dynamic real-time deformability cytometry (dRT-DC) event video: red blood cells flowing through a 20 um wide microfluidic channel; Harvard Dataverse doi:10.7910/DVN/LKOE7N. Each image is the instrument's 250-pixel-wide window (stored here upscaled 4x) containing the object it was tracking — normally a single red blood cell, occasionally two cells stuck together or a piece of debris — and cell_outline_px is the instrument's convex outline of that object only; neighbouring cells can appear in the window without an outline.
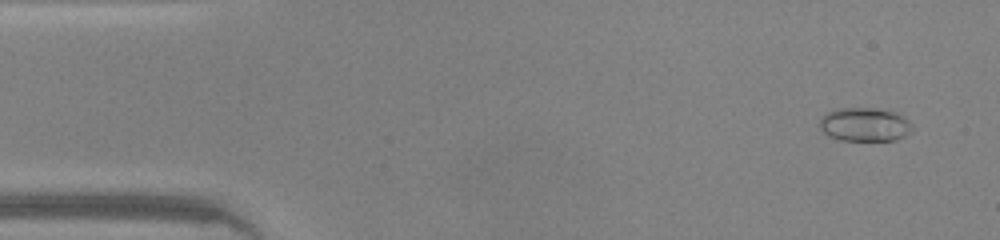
{"species": "common noctule bat (a hibernating species)", "species_latin": "Nyctalus noctula", "temperature_condition": "warm", "stored_images_in_passage": 47, "camera_frame_rate_fps": 3000, "um_per_image_px": 0.085, "animal": {"sex": "male", "body_mass_g": 20.0, "forearm_length_mm": 53.3}, "frame": {"image": 1, "passage_image": 3, "time_ms": 0.667, "image_size_px": [1000, 240], "cell_outline_px": [[912, 132], [896, 140], [840, 140], [828, 136], [820, 128], [820, 120], [828, 112], [836, 108], [876, 108], [896, 112], [908, 120], [912, 124]], "centroid_in_image_um": [73.52, 10.58], "position_along_channel_um": 11.5, "area_um2": 18.21}}
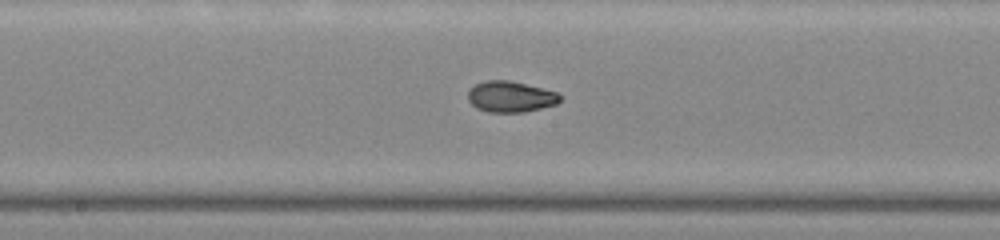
{"frame": {"image": 2, "passage_image": 24, "time_ms": 7.667, "image_size_px": [1000, 240], "cell_outline_px": [[564, 96], [556, 104], [524, 112], [488, 112], [476, 108], [468, 100], [468, 88], [476, 84], [488, 80], [508, 80], [556, 92]], "centroid_in_image_um": [43.37, 8.22], "position_along_channel_um": 204.8, "area_um2": 16.53}}
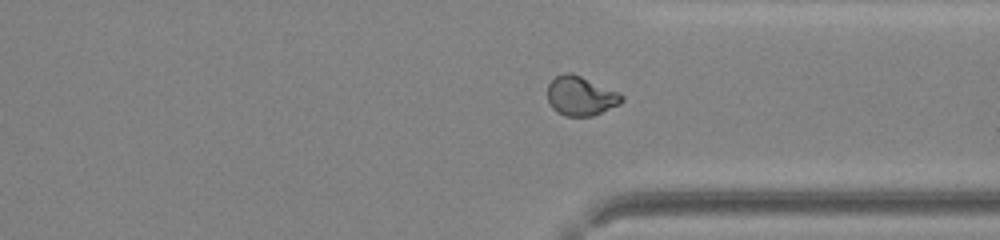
{"frame": {"image": 3, "passage_image": 35, "time_ms": 11.333, "image_size_px": [1000, 240], "cell_outline_px": [[624, 100], [620, 104], [592, 116], [564, 116], [556, 112], [552, 108], [548, 100], [548, 84], [556, 76], [564, 72], [572, 72], [620, 92], [624, 96]], "centroid_in_image_um": [49.37, 8.15], "position_along_channel_um": 362.0, "area_um2": 17.22}, "authors_computed_cell_mechanics": {"area_um2": 16.9354, "velocity_mm_per_s": 4.3012, "shape_relaxation_time_tau1_ms": 6.7949, "shape_relaxation_time_tau2_ms": 1.2279, "deformation_change_tau1": 0.1802, "deformation_change_tau2": 0.0528}}